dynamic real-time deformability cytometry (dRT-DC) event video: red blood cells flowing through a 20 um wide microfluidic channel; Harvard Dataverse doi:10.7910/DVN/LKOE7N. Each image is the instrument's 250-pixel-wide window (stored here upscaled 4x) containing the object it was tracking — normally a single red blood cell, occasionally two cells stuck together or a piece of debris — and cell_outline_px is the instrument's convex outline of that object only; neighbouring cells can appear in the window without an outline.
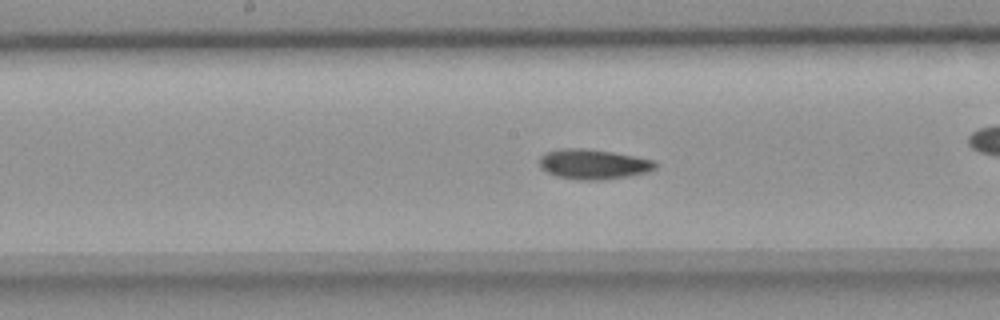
{"species": "common noctule bat (a hibernating species)", "species_latin": "Nyctalus noctula", "temperature_condition": "room temperature", "stored_images_in_passage": 49, "camera_frame_rate_fps": 3000, "um_per_image_px": 0.085, "animal": {"sex": "female", "body_mass_g": 18.4}, "frame": {"image": 1, "passage_image": 22, "time_ms": 7.0, "image_size_px": [1000, 320], "cell_outline_px": [[656, 168], [648, 172], [628, 176], [604, 180], [580, 180], [556, 176], [540, 168], [540, 156], [548, 152], [560, 148], [580, 148], [612, 152], [652, 160], [656, 164]], "centroid_in_image_um": [50.41, 13.97], "position_along_channel_um": 197.8, "area_um2": 20.06}}
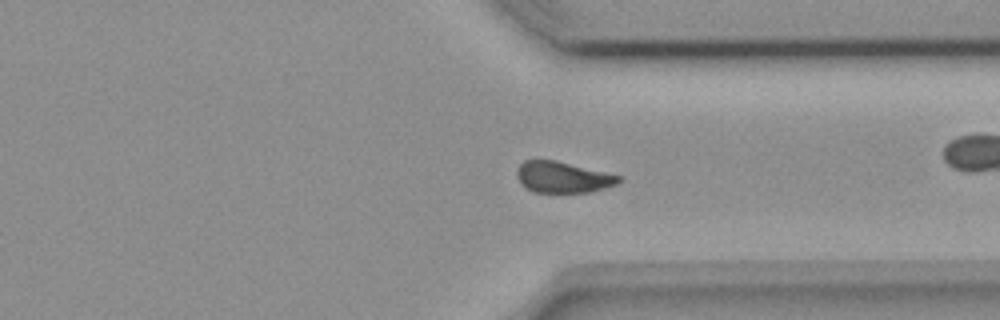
{"frame": {"image": 2, "passage_image": 35, "time_ms": 11.333, "image_size_px": [1000, 320], "cell_outline_px": [[620, 180], [616, 184], [604, 188], [588, 192], [536, 192], [520, 184], [516, 176], [516, 172], [520, 164], [524, 160], [556, 160], [620, 176]], "centroid_in_image_um": [47.79, 15.05], "position_along_channel_um": 363.6, "area_um2": 18.21}, "authors_computed_cell_mechanics": {"area_um2": 19.5942, "velocity_mm_per_s": 3.816, "shape_relaxation_time_tau1_ms": null, "shape_relaxation_time_tau2_ms": 3.1821, "deformation_change_tau1": null, "deformation_change_tau2": 0.0748}}